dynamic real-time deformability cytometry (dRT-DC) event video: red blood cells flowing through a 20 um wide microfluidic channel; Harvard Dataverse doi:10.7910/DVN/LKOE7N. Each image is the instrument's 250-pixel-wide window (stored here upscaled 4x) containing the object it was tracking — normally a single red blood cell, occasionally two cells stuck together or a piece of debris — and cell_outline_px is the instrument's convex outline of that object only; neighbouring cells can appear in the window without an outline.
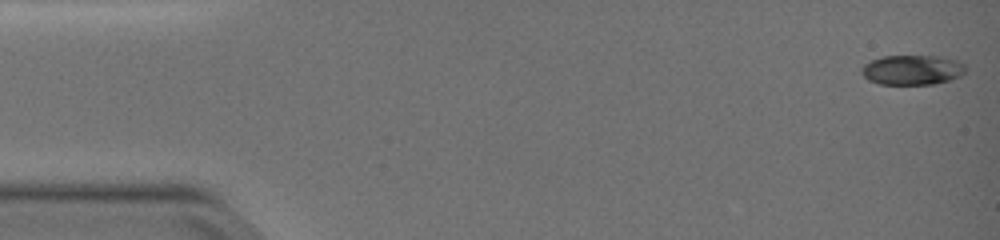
{"species": "common noctule bat (a hibernating species)", "species_latin": "Nyctalus noctula", "temperature_condition": "warm", "stored_images_in_passage": 51, "camera_frame_rate_fps": 3000, "um_per_image_px": 0.085, "animal": {"sex": "female", "body_mass_g": 19.0, "forearm_length_mm": 51.5}, "frame": {"image": 1, "passage_image": 1, "time_ms": 0.0, "image_size_px": [1000, 240], "cell_outline_px": [[968, 68], [960, 76], [948, 80], [932, 84], [880, 84], [868, 80], [860, 72], [860, 68], [864, 64], [872, 60], [884, 56], [940, 56], [956, 60], [964, 64]], "centroid_in_image_um": [77.53, 5.94], "position_along_channel_um": 7.5, "area_um2": 18.09}}
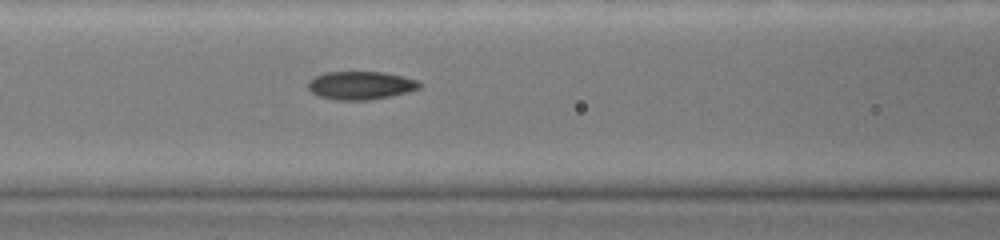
{"frame": {"image": 2, "passage_image": 22, "time_ms": 7.0, "image_size_px": [1000, 240], "cell_outline_px": [[424, 84], [420, 88], [408, 92], [368, 100], [332, 100], [320, 96], [312, 92], [308, 88], [308, 80], [324, 72], [384, 72], [416, 80]], "centroid_in_image_um": [30.64, 7.26], "position_along_channel_um": 136.0, "area_um2": 18.26}}
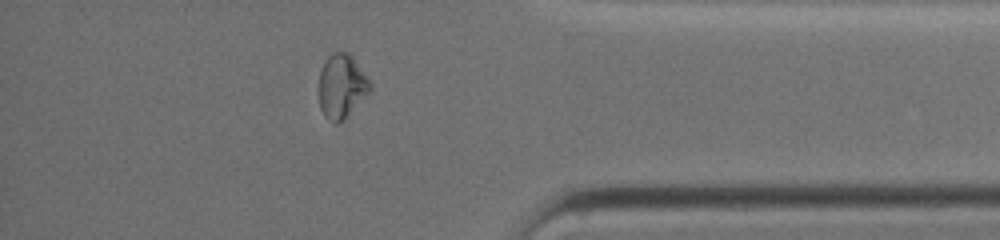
{"frame": {"image": 3, "passage_image": 44, "time_ms": 14.333, "image_size_px": [1000, 240], "cell_outline_px": [[372, 92], [340, 124], [336, 124], [328, 120], [324, 116], [320, 108], [316, 92], [316, 88], [320, 68], [324, 60], [332, 52], [348, 52], [352, 56], [368, 76], [372, 84]], "centroid_in_image_um": [29.02, 7.35], "position_along_channel_um": 406.2, "area_um2": 20.29}, "authors_computed_cell_mechanics": {"area_um2": 18.0336, "velocity_mm_per_s": 3.8337, "shape_relaxation_time_tau1_ms": 6.3289, "shape_relaxation_time_tau2_ms": 1.6604, "deformation_change_tau1": 0.217, "deformation_change_tau2": 0.0607}}